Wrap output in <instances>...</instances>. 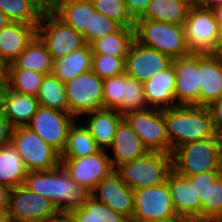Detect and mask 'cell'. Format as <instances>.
Masks as SVG:
<instances>
[{"label":"cell","instance_id":"1","mask_svg":"<svg viewBox=\"0 0 222 222\" xmlns=\"http://www.w3.org/2000/svg\"><path fill=\"white\" fill-rule=\"evenodd\" d=\"M23 186L48 198L63 216L81 207L91 193L79 186L62 165L55 169L27 172Z\"/></svg>","mask_w":222,"mask_h":222},{"label":"cell","instance_id":"2","mask_svg":"<svg viewBox=\"0 0 222 222\" xmlns=\"http://www.w3.org/2000/svg\"><path fill=\"white\" fill-rule=\"evenodd\" d=\"M167 135L174 149L184 144L215 137L210 113L202 105H177L163 109Z\"/></svg>","mask_w":222,"mask_h":222},{"label":"cell","instance_id":"3","mask_svg":"<svg viewBox=\"0 0 222 222\" xmlns=\"http://www.w3.org/2000/svg\"><path fill=\"white\" fill-rule=\"evenodd\" d=\"M171 155L173 170L184 176L222 171V135L184 144Z\"/></svg>","mask_w":222,"mask_h":222},{"label":"cell","instance_id":"4","mask_svg":"<svg viewBox=\"0 0 222 222\" xmlns=\"http://www.w3.org/2000/svg\"><path fill=\"white\" fill-rule=\"evenodd\" d=\"M134 39L172 59L190 54L183 25L146 19L134 21Z\"/></svg>","mask_w":222,"mask_h":222},{"label":"cell","instance_id":"5","mask_svg":"<svg viewBox=\"0 0 222 222\" xmlns=\"http://www.w3.org/2000/svg\"><path fill=\"white\" fill-rule=\"evenodd\" d=\"M172 169L171 154L149 151L116 171L129 188L139 190L163 184Z\"/></svg>","mask_w":222,"mask_h":222},{"label":"cell","instance_id":"6","mask_svg":"<svg viewBox=\"0 0 222 222\" xmlns=\"http://www.w3.org/2000/svg\"><path fill=\"white\" fill-rule=\"evenodd\" d=\"M11 143L28 172L55 169L61 165V154L27 126L12 129Z\"/></svg>","mask_w":222,"mask_h":222},{"label":"cell","instance_id":"7","mask_svg":"<svg viewBox=\"0 0 222 222\" xmlns=\"http://www.w3.org/2000/svg\"><path fill=\"white\" fill-rule=\"evenodd\" d=\"M6 215L9 222H52L63 216L48 198L23 185L10 190Z\"/></svg>","mask_w":222,"mask_h":222},{"label":"cell","instance_id":"8","mask_svg":"<svg viewBox=\"0 0 222 222\" xmlns=\"http://www.w3.org/2000/svg\"><path fill=\"white\" fill-rule=\"evenodd\" d=\"M37 36L53 61L86 45L83 35L62 21L49 7L37 25Z\"/></svg>","mask_w":222,"mask_h":222},{"label":"cell","instance_id":"9","mask_svg":"<svg viewBox=\"0 0 222 222\" xmlns=\"http://www.w3.org/2000/svg\"><path fill=\"white\" fill-rule=\"evenodd\" d=\"M103 108L118 110L122 115L148 109L143 83L126 73L104 79Z\"/></svg>","mask_w":222,"mask_h":222},{"label":"cell","instance_id":"10","mask_svg":"<svg viewBox=\"0 0 222 222\" xmlns=\"http://www.w3.org/2000/svg\"><path fill=\"white\" fill-rule=\"evenodd\" d=\"M65 87L69 113L77 120L103 108V79L92 70L66 82Z\"/></svg>","mask_w":222,"mask_h":222},{"label":"cell","instance_id":"11","mask_svg":"<svg viewBox=\"0 0 222 222\" xmlns=\"http://www.w3.org/2000/svg\"><path fill=\"white\" fill-rule=\"evenodd\" d=\"M148 151L171 154L163 110L148 108L123 115Z\"/></svg>","mask_w":222,"mask_h":222},{"label":"cell","instance_id":"12","mask_svg":"<svg viewBox=\"0 0 222 222\" xmlns=\"http://www.w3.org/2000/svg\"><path fill=\"white\" fill-rule=\"evenodd\" d=\"M183 28L191 53L212 55L219 28V22L212 10L200 8L194 3L189 9Z\"/></svg>","mask_w":222,"mask_h":222},{"label":"cell","instance_id":"13","mask_svg":"<svg viewBox=\"0 0 222 222\" xmlns=\"http://www.w3.org/2000/svg\"><path fill=\"white\" fill-rule=\"evenodd\" d=\"M75 120L70 113L39 106L26 126L62 154L67 144L68 130Z\"/></svg>","mask_w":222,"mask_h":222},{"label":"cell","instance_id":"14","mask_svg":"<svg viewBox=\"0 0 222 222\" xmlns=\"http://www.w3.org/2000/svg\"><path fill=\"white\" fill-rule=\"evenodd\" d=\"M135 211L133 222L170 219L176 216L167 182L133 190Z\"/></svg>","mask_w":222,"mask_h":222},{"label":"cell","instance_id":"15","mask_svg":"<svg viewBox=\"0 0 222 222\" xmlns=\"http://www.w3.org/2000/svg\"><path fill=\"white\" fill-rule=\"evenodd\" d=\"M106 150L100 149L92 155L80 158H61V165L70 177L90 192L113 170Z\"/></svg>","mask_w":222,"mask_h":222},{"label":"cell","instance_id":"16","mask_svg":"<svg viewBox=\"0 0 222 222\" xmlns=\"http://www.w3.org/2000/svg\"><path fill=\"white\" fill-rule=\"evenodd\" d=\"M173 59L162 52L136 41L131 43L125 58V73L145 83L156 72L160 73L172 65Z\"/></svg>","mask_w":222,"mask_h":222},{"label":"cell","instance_id":"17","mask_svg":"<svg viewBox=\"0 0 222 222\" xmlns=\"http://www.w3.org/2000/svg\"><path fill=\"white\" fill-rule=\"evenodd\" d=\"M90 196L106 204L129 222H133L135 211L133 190L126 185L116 170L103 178L91 191Z\"/></svg>","mask_w":222,"mask_h":222},{"label":"cell","instance_id":"18","mask_svg":"<svg viewBox=\"0 0 222 222\" xmlns=\"http://www.w3.org/2000/svg\"><path fill=\"white\" fill-rule=\"evenodd\" d=\"M172 64L175 68V95L178 105H200V84L198 54L190 53L176 57Z\"/></svg>","mask_w":222,"mask_h":222},{"label":"cell","instance_id":"19","mask_svg":"<svg viewBox=\"0 0 222 222\" xmlns=\"http://www.w3.org/2000/svg\"><path fill=\"white\" fill-rule=\"evenodd\" d=\"M109 150L112 153H109ZM106 151L110 154L108 156L114 170L149 152L125 118L120 121L112 143Z\"/></svg>","mask_w":222,"mask_h":222},{"label":"cell","instance_id":"20","mask_svg":"<svg viewBox=\"0 0 222 222\" xmlns=\"http://www.w3.org/2000/svg\"><path fill=\"white\" fill-rule=\"evenodd\" d=\"M176 73L173 64L166 70L156 72L143 83L144 96L149 108L168 109L177 106L175 95Z\"/></svg>","mask_w":222,"mask_h":222},{"label":"cell","instance_id":"21","mask_svg":"<svg viewBox=\"0 0 222 222\" xmlns=\"http://www.w3.org/2000/svg\"><path fill=\"white\" fill-rule=\"evenodd\" d=\"M200 105L207 106L222 96V58L198 54Z\"/></svg>","mask_w":222,"mask_h":222},{"label":"cell","instance_id":"22","mask_svg":"<svg viewBox=\"0 0 222 222\" xmlns=\"http://www.w3.org/2000/svg\"><path fill=\"white\" fill-rule=\"evenodd\" d=\"M37 35V25L10 22L0 29V56L10 65Z\"/></svg>","mask_w":222,"mask_h":222},{"label":"cell","instance_id":"23","mask_svg":"<svg viewBox=\"0 0 222 222\" xmlns=\"http://www.w3.org/2000/svg\"><path fill=\"white\" fill-rule=\"evenodd\" d=\"M166 182L176 215L188 217L196 222L195 179H189L172 169Z\"/></svg>","mask_w":222,"mask_h":222},{"label":"cell","instance_id":"24","mask_svg":"<svg viewBox=\"0 0 222 222\" xmlns=\"http://www.w3.org/2000/svg\"><path fill=\"white\" fill-rule=\"evenodd\" d=\"M84 116L88 117L85 119L86 121L83 120V124L96 141L97 146L107 150L124 116L118 110L106 108L90 112Z\"/></svg>","mask_w":222,"mask_h":222},{"label":"cell","instance_id":"25","mask_svg":"<svg viewBox=\"0 0 222 222\" xmlns=\"http://www.w3.org/2000/svg\"><path fill=\"white\" fill-rule=\"evenodd\" d=\"M49 8L76 32L84 35L96 13L91 0H55Z\"/></svg>","mask_w":222,"mask_h":222},{"label":"cell","instance_id":"26","mask_svg":"<svg viewBox=\"0 0 222 222\" xmlns=\"http://www.w3.org/2000/svg\"><path fill=\"white\" fill-rule=\"evenodd\" d=\"M36 96L21 94L8 89L5 93L3 114L13 128L26 126L37 112Z\"/></svg>","mask_w":222,"mask_h":222},{"label":"cell","instance_id":"27","mask_svg":"<svg viewBox=\"0 0 222 222\" xmlns=\"http://www.w3.org/2000/svg\"><path fill=\"white\" fill-rule=\"evenodd\" d=\"M92 49L86 44L84 47L75 50L65 57L54 60L52 74L61 82L66 83L80 74L91 71Z\"/></svg>","mask_w":222,"mask_h":222},{"label":"cell","instance_id":"28","mask_svg":"<svg viewBox=\"0 0 222 222\" xmlns=\"http://www.w3.org/2000/svg\"><path fill=\"white\" fill-rule=\"evenodd\" d=\"M193 4L191 0H151L138 19L183 25Z\"/></svg>","mask_w":222,"mask_h":222},{"label":"cell","instance_id":"29","mask_svg":"<svg viewBox=\"0 0 222 222\" xmlns=\"http://www.w3.org/2000/svg\"><path fill=\"white\" fill-rule=\"evenodd\" d=\"M53 60L45 44L36 35L26 49L10 64L8 69L34 70L42 74L52 73Z\"/></svg>","mask_w":222,"mask_h":222},{"label":"cell","instance_id":"30","mask_svg":"<svg viewBox=\"0 0 222 222\" xmlns=\"http://www.w3.org/2000/svg\"><path fill=\"white\" fill-rule=\"evenodd\" d=\"M48 6L41 0H0V11L11 22L38 25Z\"/></svg>","mask_w":222,"mask_h":222},{"label":"cell","instance_id":"31","mask_svg":"<svg viewBox=\"0 0 222 222\" xmlns=\"http://www.w3.org/2000/svg\"><path fill=\"white\" fill-rule=\"evenodd\" d=\"M70 222H129L121 214L106 204L89 196L81 207L70 210L65 215Z\"/></svg>","mask_w":222,"mask_h":222},{"label":"cell","instance_id":"32","mask_svg":"<svg viewBox=\"0 0 222 222\" xmlns=\"http://www.w3.org/2000/svg\"><path fill=\"white\" fill-rule=\"evenodd\" d=\"M27 169L12 143L0 148V183L10 189L23 185Z\"/></svg>","mask_w":222,"mask_h":222},{"label":"cell","instance_id":"33","mask_svg":"<svg viewBox=\"0 0 222 222\" xmlns=\"http://www.w3.org/2000/svg\"><path fill=\"white\" fill-rule=\"evenodd\" d=\"M134 40V27H120L116 32L96 39L90 46L92 54L126 57Z\"/></svg>","mask_w":222,"mask_h":222},{"label":"cell","instance_id":"34","mask_svg":"<svg viewBox=\"0 0 222 222\" xmlns=\"http://www.w3.org/2000/svg\"><path fill=\"white\" fill-rule=\"evenodd\" d=\"M77 119L68 130L67 144L61 158H80L95 154L100 150L88 129Z\"/></svg>","mask_w":222,"mask_h":222},{"label":"cell","instance_id":"35","mask_svg":"<svg viewBox=\"0 0 222 222\" xmlns=\"http://www.w3.org/2000/svg\"><path fill=\"white\" fill-rule=\"evenodd\" d=\"M36 97L40 106L69 113L65 83L52 73L44 76Z\"/></svg>","mask_w":222,"mask_h":222},{"label":"cell","instance_id":"36","mask_svg":"<svg viewBox=\"0 0 222 222\" xmlns=\"http://www.w3.org/2000/svg\"><path fill=\"white\" fill-rule=\"evenodd\" d=\"M45 74L34 70L8 69V89L21 94L37 96Z\"/></svg>","mask_w":222,"mask_h":222},{"label":"cell","instance_id":"37","mask_svg":"<svg viewBox=\"0 0 222 222\" xmlns=\"http://www.w3.org/2000/svg\"><path fill=\"white\" fill-rule=\"evenodd\" d=\"M221 174L222 171H210L187 176L189 179H195L196 222H208L209 187Z\"/></svg>","mask_w":222,"mask_h":222},{"label":"cell","instance_id":"38","mask_svg":"<svg viewBox=\"0 0 222 222\" xmlns=\"http://www.w3.org/2000/svg\"><path fill=\"white\" fill-rule=\"evenodd\" d=\"M96 12H99L122 27H134V20L128 14L124 0H91Z\"/></svg>","mask_w":222,"mask_h":222},{"label":"cell","instance_id":"39","mask_svg":"<svg viewBox=\"0 0 222 222\" xmlns=\"http://www.w3.org/2000/svg\"><path fill=\"white\" fill-rule=\"evenodd\" d=\"M125 58L104 54H92L91 70L101 79L125 73Z\"/></svg>","mask_w":222,"mask_h":222},{"label":"cell","instance_id":"40","mask_svg":"<svg viewBox=\"0 0 222 222\" xmlns=\"http://www.w3.org/2000/svg\"><path fill=\"white\" fill-rule=\"evenodd\" d=\"M121 25L115 20L96 12L91 16L90 29L83 35L86 44L91 45L96 39L116 32Z\"/></svg>","mask_w":222,"mask_h":222},{"label":"cell","instance_id":"41","mask_svg":"<svg viewBox=\"0 0 222 222\" xmlns=\"http://www.w3.org/2000/svg\"><path fill=\"white\" fill-rule=\"evenodd\" d=\"M208 222H222V174L209 187Z\"/></svg>","mask_w":222,"mask_h":222},{"label":"cell","instance_id":"42","mask_svg":"<svg viewBox=\"0 0 222 222\" xmlns=\"http://www.w3.org/2000/svg\"><path fill=\"white\" fill-rule=\"evenodd\" d=\"M207 109L210 113L214 129L222 135V96L220 99L209 103Z\"/></svg>","mask_w":222,"mask_h":222},{"label":"cell","instance_id":"43","mask_svg":"<svg viewBox=\"0 0 222 222\" xmlns=\"http://www.w3.org/2000/svg\"><path fill=\"white\" fill-rule=\"evenodd\" d=\"M150 1L151 0H124L126 10L134 21L144 14Z\"/></svg>","mask_w":222,"mask_h":222},{"label":"cell","instance_id":"44","mask_svg":"<svg viewBox=\"0 0 222 222\" xmlns=\"http://www.w3.org/2000/svg\"><path fill=\"white\" fill-rule=\"evenodd\" d=\"M13 127L5 118L3 112H0V148L11 143V134Z\"/></svg>","mask_w":222,"mask_h":222},{"label":"cell","instance_id":"45","mask_svg":"<svg viewBox=\"0 0 222 222\" xmlns=\"http://www.w3.org/2000/svg\"><path fill=\"white\" fill-rule=\"evenodd\" d=\"M10 190L7 185L0 183V212L6 213Z\"/></svg>","mask_w":222,"mask_h":222},{"label":"cell","instance_id":"46","mask_svg":"<svg viewBox=\"0 0 222 222\" xmlns=\"http://www.w3.org/2000/svg\"><path fill=\"white\" fill-rule=\"evenodd\" d=\"M212 55L222 58V23L219 24L217 39L212 50Z\"/></svg>","mask_w":222,"mask_h":222},{"label":"cell","instance_id":"47","mask_svg":"<svg viewBox=\"0 0 222 222\" xmlns=\"http://www.w3.org/2000/svg\"><path fill=\"white\" fill-rule=\"evenodd\" d=\"M194 3L200 8L212 10L217 6H221L222 0H196Z\"/></svg>","mask_w":222,"mask_h":222},{"label":"cell","instance_id":"48","mask_svg":"<svg viewBox=\"0 0 222 222\" xmlns=\"http://www.w3.org/2000/svg\"><path fill=\"white\" fill-rule=\"evenodd\" d=\"M8 90L7 78H0V112L3 111L5 93Z\"/></svg>","mask_w":222,"mask_h":222},{"label":"cell","instance_id":"49","mask_svg":"<svg viewBox=\"0 0 222 222\" xmlns=\"http://www.w3.org/2000/svg\"><path fill=\"white\" fill-rule=\"evenodd\" d=\"M147 222H193L190 218L184 217L181 215H176L170 219H164V220H153V221H147Z\"/></svg>","mask_w":222,"mask_h":222},{"label":"cell","instance_id":"50","mask_svg":"<svg viewBox=\"0 0 222 222\" xmlns=\"http://www.w3.org/2000/svg\"><path fill=\"white\" fill-rule=\"evenodd\" d=\"M8 64L0 56V78H7Z\"/></svg>","mask_w":222,"mask_h":222},{"label":"cell","instance_id":"51","mask_svg":"<svg viewBox=\"0 0 222 222\" xmlns=\"http://www.w3.org/2000/svg\"><path fill=\"white\" fill-rule=\"evenodd\" d=\"M216 20L219 22V24L222 23V5L221 6H217L214 9H212Z\"/></svg>","mask_w":222,"mask_h":222},{"label":"cell","instance_id":"52","mask_svg":"<svg viewBox=\"0 0 222 222\" xmlns=\"http://www.w3.org/2000/svg\"><path fill=\"white\" fill-rule=\"evenodd\" d=\"M10 22L8 17L0 11V29L7 26Z\"/></svg>","mask_w":222,"mask_h":222},{"label":"cell","instance_id":"53","mask_svg":"<svg viewBox=\"0 0 222 222\" xmlns=\"http://www.w3.org/2000/svg\"><path fill=\"white\" fill-rule=\"evenodd\" d=\"M0 222H9L6 213L0 212Z\"/></svg>","mask_w":222,"mask_h":222},{"label":"cell","instance_id":"54","mask_svg":"<svg viewBox=\"0 0 222 222\" xmlns=\"http://www.w3.org/2000/svg\"><path fill=\"white\" fill-rule=\"evenodd\" d=\"M52 222H70V221H69L68 218L64 215V216H62L61 218H59V219H57V220H55V221H52Z\"/></svg>","mask_w":222,"mask_h":222},{"label":"cell","instance_id":"55","mask_svg":"<svg viewBox=\"0 0 222 222\" xmlns=\"http://www.w3.org/2000/svg\"><path fill=\"white\" fill-rule=\"evenodd\" d=\"M41 1H43L49 7L55 0H41Z\"/></svg>","mask_w":222,"mask_h":222}]
</instances>
